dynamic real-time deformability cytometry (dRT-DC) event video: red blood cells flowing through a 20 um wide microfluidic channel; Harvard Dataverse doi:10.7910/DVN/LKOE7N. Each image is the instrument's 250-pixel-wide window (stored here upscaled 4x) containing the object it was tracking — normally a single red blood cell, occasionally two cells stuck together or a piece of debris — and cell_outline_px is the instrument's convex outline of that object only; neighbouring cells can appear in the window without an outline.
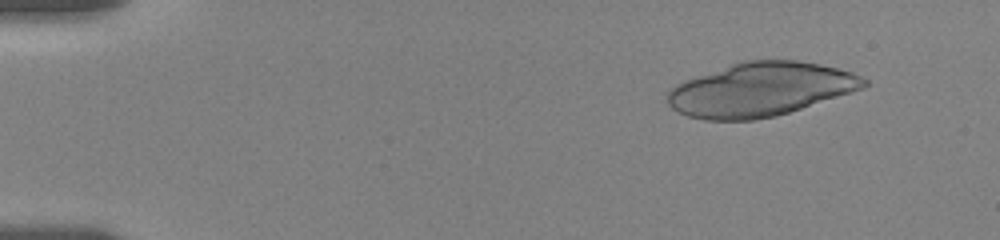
{"species": "human", "species_latin": "Homo sapiens", "temperature_condition": "room temperature", "stored_images_in_passage": 46, "camera_frame_rate_fps": 3000, "um_per_image_px": 0.085, "donor": {"sex": "female"}, "frame": {"image": 1, "passage_image": 5, "time_ms": 1.667, "image_size_px": [1000, 240], "cell_outline_px": [[868, 84], [864, 88], [776, 116], [752, 120], [704, 120], [688, 116], [672, 108], [668, 104], [668, 92], [676, 84], [684, 80], [740, 60], [796, 60], [820, 64], [852, 72], [868, 80]], "centroid_in_image_um": [64.63, 7.59], "position_along_channel_um": 20.4, "area_um2": 61.38}}
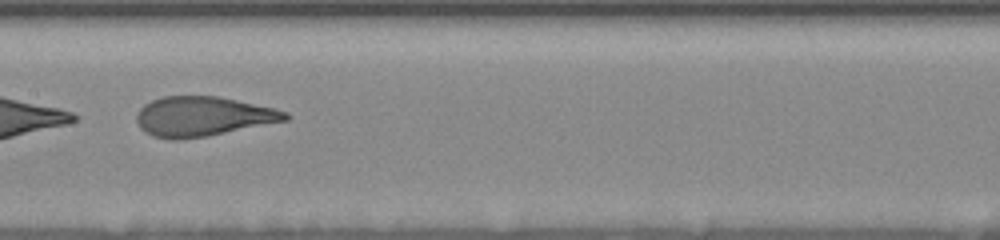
{"frame": {"image": 2, "passage_image": 26, "time_ms": 9.667, "image_size_px": [1000, 240], "cell_outline_px": [[288, 120], [208, 136], [176, 140], [172, 140], [152, 136], [140, 128], [136, 120], [136, 116], [140, 108], [144, 104], [152, 100], [164, 96], [216, 96], [236, 100], [272, 108], [288, 112]], "centroid_in_image_um": [17.2, 9.9], "position_along_channel_um": 190.2, "area_um2": 34.22}}
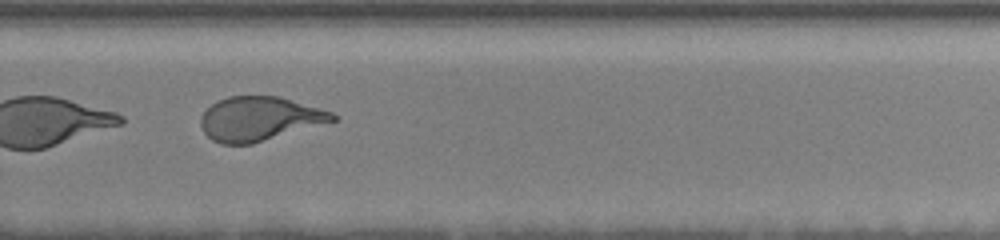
{"frame": {"image": 3, "passage_image": 34, "time_ms": 13.0, "image_size_px": [1000, 240], "cell_outline_px": [[336, 120], [252, 144], [220, 144], [212, 140], [204, 132], [200, 124], [200, 116], [216, 100], [228, 96], [280, 96], [332, 112], [336, 116]], "centroid_in_image_um": [22.01, 10.09], "position_along_channel_um": 307.8, "area_um2": 33.76}, "authors_computed_cell_mechanics": {"area_um2": 38.6971, "velocity_mm_per_s": 3.5484, "shape_relaxation_time_tau1_ms": 7.2081, "shape_relaxation_time_tau2_ms": 0.9466, "deformation_change_tau1": 0.2593, "deformation_change_tau2": 0.0951}}